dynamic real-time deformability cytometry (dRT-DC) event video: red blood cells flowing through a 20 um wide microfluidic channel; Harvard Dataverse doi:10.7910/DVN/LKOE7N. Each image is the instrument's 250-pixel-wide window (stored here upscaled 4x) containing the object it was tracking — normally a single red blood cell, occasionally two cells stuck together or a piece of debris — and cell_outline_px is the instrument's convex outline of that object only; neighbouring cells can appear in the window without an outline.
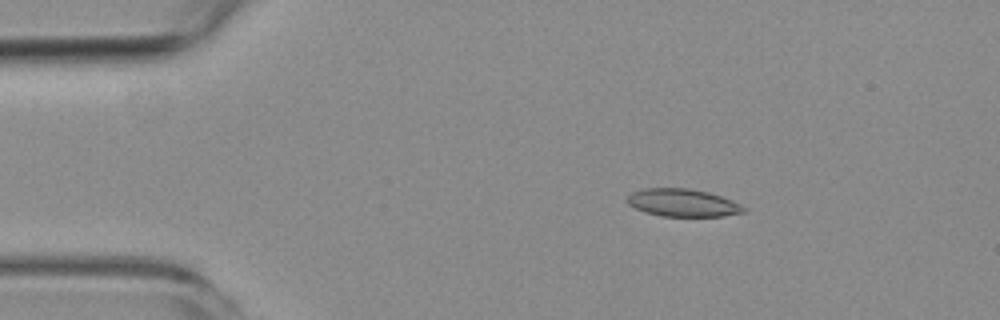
{"species": "common noctule bat (a hibernating species)", "species_latin": "Nyctalus noctula", "temperature_condition": "room temperature", "stored_images_in_passage": 5, "camera_frame_rate_fps": 3000, "um_per_image_px": 0.085, "animal": {"sex": "female", "body_mass_g": 19.3, "forearm_length_mm": 54.1}, "frame": {"image": 1, "passage_image": 2, "time_ms": 1.0, "image_size_px": [1000, 320], "cell_outline_px": [[748, 208], [744, 212], [724, 216], [660, 216], [644, 212], [628, 204], [628, 196], [632, 192], [644, 188], [688, 188], [708, 192], [732, 200]], "centroid_in_image_um": [58.05, 17.24], "position_along_channel_um": 27.0, "area_um2": 18.79}}
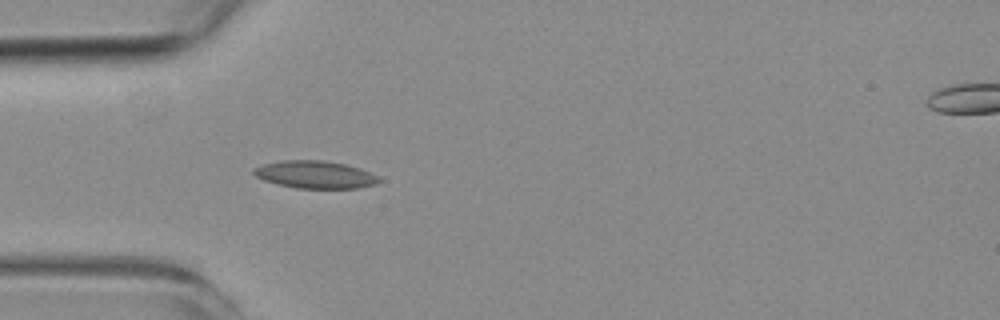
{"frame": {"image": 2, "passage_image": 4, "time_ms": 3.333, "image_size_px": [1000, 320], "cell_outline_px": [[380, 180], [376, 184], [356, 188], [296, 188], [276, 184], [264, 180], [256, 176], [252, 172], [252, 168], [264, 164], [284, 160], [324, 160], [344, 164], [360, 168], [380, 176]], "centroid_in_image_um": [26.78, 14.84], "position_along_channel_um": 58.2, "area_um2": 20.11}}